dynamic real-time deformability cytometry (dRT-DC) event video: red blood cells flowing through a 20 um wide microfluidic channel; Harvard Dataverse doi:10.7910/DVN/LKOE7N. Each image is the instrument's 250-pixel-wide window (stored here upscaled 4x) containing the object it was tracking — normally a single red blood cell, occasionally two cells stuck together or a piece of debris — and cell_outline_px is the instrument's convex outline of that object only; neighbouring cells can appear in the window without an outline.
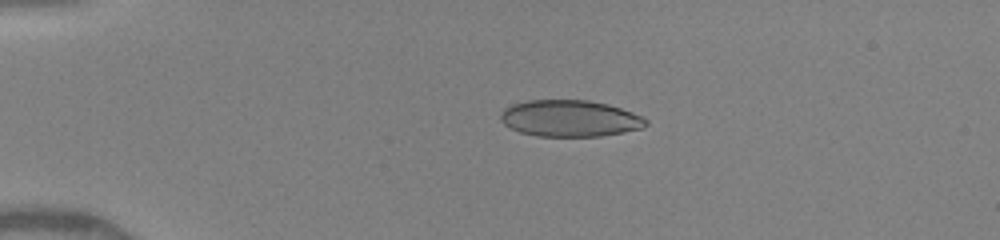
{"species": "human", "species_latin": "Homo sapiens", "temperature_condition": "warm", "stored_images_in_passage": 36, "camera_frame_rate_fps": 3000, "um_per_image_px": 0.085, "donor": {"sex": "female"}, "frame": {"image": 1, "passage_image": 2, "time_ms": 0.333, "image_size_px": [1000, 240], "cell_outline_px": [[648, 124], [640, 128], [624, 132], [600, 136], [536, 136], [520, 132], [504, 124], [500, 120], [500, 112], [504, 108], [512, 104], [528, 100], [588, 100], [608, 104], [632, 112], [648, 120]], "centroid_in_image_um": [48.41, 10.06], "position_along_channel_um": 36.6, "area_um2": 30.92}}
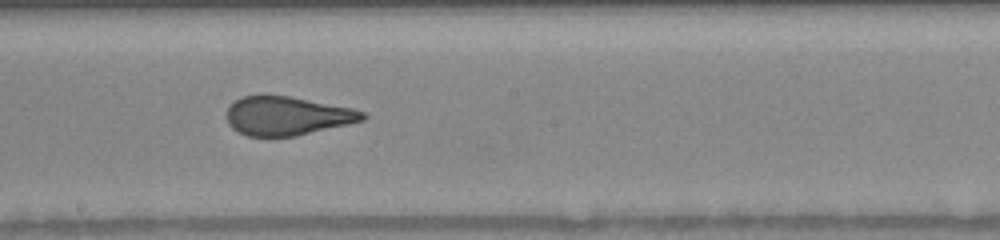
{"frame": {"image": 2, "passage_image": 25, "time_ms": 6.0, "image_size_px": [1000, 240], "cell_outline_px": [[368, 116], [364, 120], [348, 124], [296, 136], [248, 136], [232, 128], [228, 124], [224, 116], [228, 104], [244, 96], [264, 92], [268, 92], [352, 108], [364, 112]], "centroid_in_image_um": [24.33, 9.81], "position_along_channel_um": 223.9, "area_um2": 31.39}}
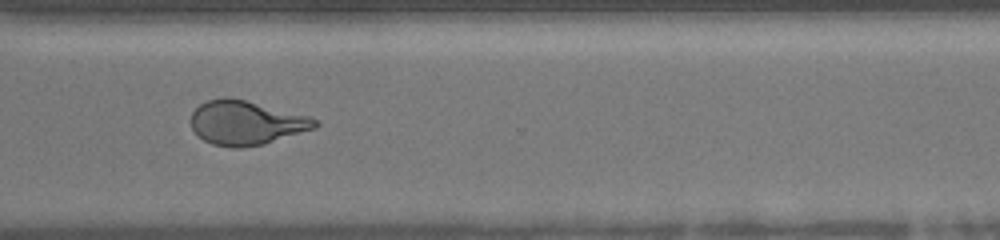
{"frame": {"image": 3, "passage_image": 35, "time_ms": 9.0, "image_size_px": [1000, 240], "cell_outline_px": [[320, 124], [316, 128], [264, 144], [240, 148], [232, 148], [212, 144], [204, 140], [192, 128], [192, 112], [200, 104], [208, 100], [228, 96], [308, 116], [316, 120]], "centroid_in_image_um": [20.92, 10.44], "position_along_channel_um": 349.7, "area_um2": 31.62}}